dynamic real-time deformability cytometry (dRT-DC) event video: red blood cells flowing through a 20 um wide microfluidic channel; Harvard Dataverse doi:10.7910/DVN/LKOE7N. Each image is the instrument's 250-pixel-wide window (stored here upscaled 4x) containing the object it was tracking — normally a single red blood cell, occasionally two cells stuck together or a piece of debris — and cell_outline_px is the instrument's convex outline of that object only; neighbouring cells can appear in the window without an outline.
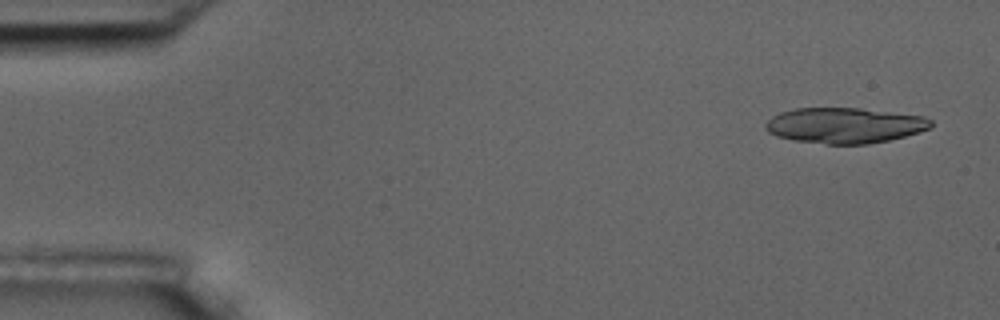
{"species": "common noctule bat (a hibernating species)", "species_latin": "Nyctalus noctula", "temperature_condition": "room temperature", "stored_images_in_passage": 16, "camera_frame_rate_fps": 3000, "um_per_image_px": 0.085, "animal": {"sex": "male", "body_mass_g": 17.5, "forearm_length_mm": 52.3}, "frame": {"image": 1, "passage_image": 3, "time_ms": 0.667, "image_size_px": [1000, 320], "cell_outline_px": [[932, 128], [920, 132], [888, 140], [868, 144], [828, 144], [792, 140], [776, 136], [768, 132], [764, 128], [764, 124], [772, 116], [780, 112], [796, 108], [860, 108], [924, 116], [932, 120]], "centroid_in_image_um": [71.78, 10.66], "position_along_channel_um": 13.2, "area_um2": 34.45}}